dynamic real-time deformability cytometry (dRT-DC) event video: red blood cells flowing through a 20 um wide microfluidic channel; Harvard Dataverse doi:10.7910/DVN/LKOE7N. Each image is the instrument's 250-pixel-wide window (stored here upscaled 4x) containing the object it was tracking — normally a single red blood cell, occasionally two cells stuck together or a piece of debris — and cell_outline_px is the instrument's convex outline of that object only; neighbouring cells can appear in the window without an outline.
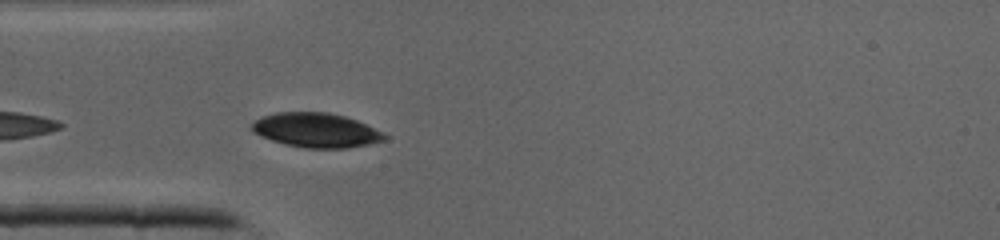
{"species": "common noctule bat (a hibernating species)", "species_latin": "Nyctalus noctula", "temperature_condition": "cold", "stored_images_in_passage": 10, "camera_frame_rate_fps": 3000, "um_per_image_px": 0.085, "animal": {"sex": "male", "body_mass_g": 19.0, "forearm_length_mm": 50.8}, "frame": {"image": 1, "passage_image": 6, "time_ms": 1.667, "image_size_px": [1000, 240], "cell_outline_px": [[388, 140], [348, 148], [304, 148], [272, 140], [260, 136], [252, 132], [248, 128], [256, 120], [264, 116], [276, 112], [328, 112], [344, 116], [356, 120], [388, 136]], "centroid_in_image_um": [26.84, 11.07], "position_along_channel_um": 58.2, "area_um2": 26.47}}